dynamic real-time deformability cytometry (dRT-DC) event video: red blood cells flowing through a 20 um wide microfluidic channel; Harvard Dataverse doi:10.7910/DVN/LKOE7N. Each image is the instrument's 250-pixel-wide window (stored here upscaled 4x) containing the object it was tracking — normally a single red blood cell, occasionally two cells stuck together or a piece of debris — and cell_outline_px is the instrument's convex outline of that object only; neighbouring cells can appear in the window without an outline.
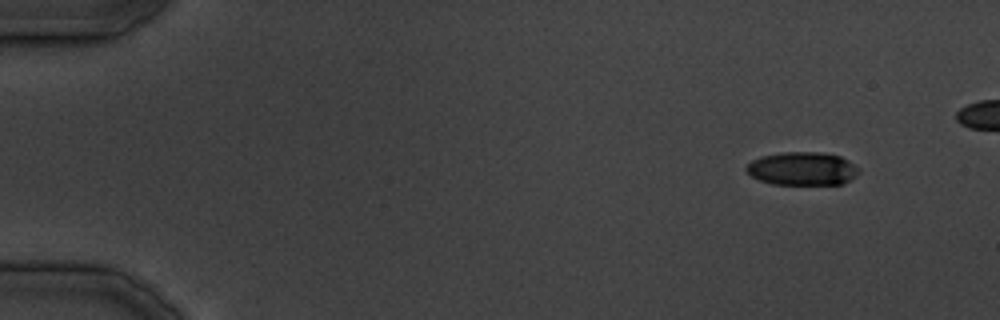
{"species": "common noctule bat (a hibernating species)", "species_latin": "Nyctalus noctula", "temperature_condition": "cold", "stored_images_in_passage": 32, "camera_frame_rate_fps": 3000, "um_per_image_px": 0.085, "animal": {"sex": "male", "body_mass_g": 19.5, "forearm_length_mm": 54.6}, "frame": {"image": 1, "passage_image": 1, "time_ms": 0.0, "image_size_px": [1000, 320], "cell_outline_px": [[860, 172], [856, 176], [844, 184], [772, 184], [760, 180], [752, 176], [744, 168], [752, 160], [760, 156], [780, 152], [820, 152], [840, 156], [848, 160], [860, 168]], "centroid_in_image_um": [68.22, 14.33], "position_along_channel_um": 16.8, "area_um2": 21.96}}
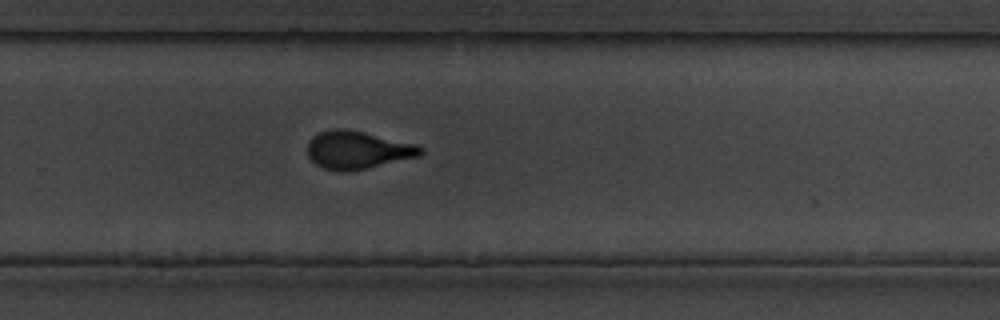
{"frame": {"image": 2, "passage_image": 23, "time_ms": 27.0, "image_size_px": [1000, 320], "cell_outline_px": [[424, 152], [420, 156], [368, 168], [348, 172], [340, 172], [324, 168], [316, 164], [308, 156], [308, 144], [320, 132], [336, 128], [344, 128], [364, 132], [420, 144], [424, 148]], "centroid_in_image_um": [30.47, 12.75], "position_along_channel_um": 299.3, "area_um2": 25.09}}
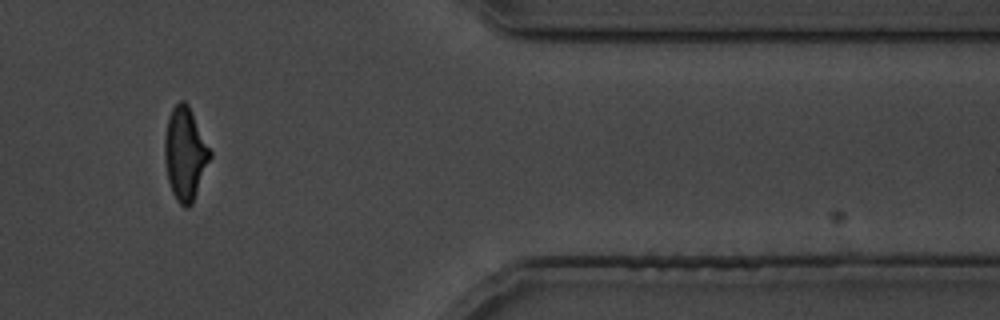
{"frame": {"image": 3, "passage_image": 29, "time_ms": 35.0, "image_size_px": [1000, 320], "cell_outline_px": [[212, 156], [192, 204], [188, 208], [184, 208], [176, 200], [172, 192], [168, 180], [164, 160], [164, 136], [168, 120], [172, 108], [180, 100], [184, 100], [188, 104], [212, 152]], "centroid_in_image_um": [15.73, 13.09], "position_along_channel_um": 395.7, "area_um2": 24.68}}